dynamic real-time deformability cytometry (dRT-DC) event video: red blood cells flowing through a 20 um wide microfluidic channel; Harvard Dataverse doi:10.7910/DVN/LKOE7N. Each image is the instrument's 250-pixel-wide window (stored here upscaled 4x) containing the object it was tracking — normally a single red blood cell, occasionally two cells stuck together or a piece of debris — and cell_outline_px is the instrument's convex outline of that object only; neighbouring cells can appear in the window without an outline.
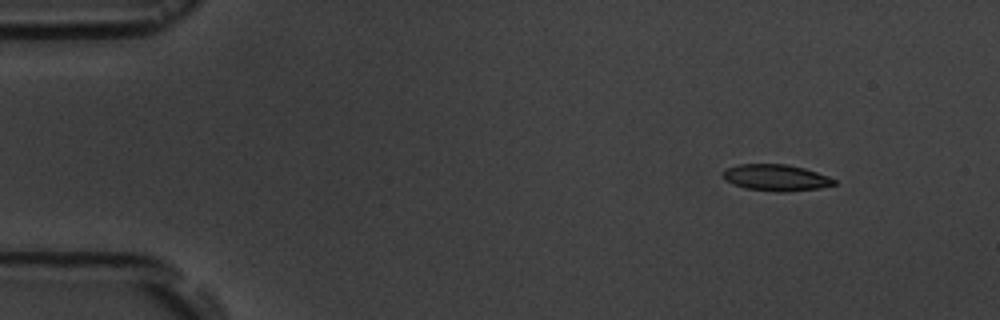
{"species": "common noctule bat (a hibernating species)", "species_latin": "Nyctalus noctula", "temperature_condition": "room temperature", "stored_images_in_passage": 5, "camera_frame_rate_fps": 3000, "um_per_image_px": 0.085, "animal": {"sex": "male", "body_mass_g": 19.5, "forearm_length_mm": 54.6}, "frame": {"image": 1, "passage_image": 2, "time_ms": 2.0, "image_size_px": [1000, 320], "cell_outline_px": [[836, 184], [820, 188], [784, 192], [776, 192], [748, 188], [732, 184], [724, 180], [724, 172], [728, 168], [740, 164], [784, 164], [804, 168], [828, 176], [836, 180]], "centroid_in_image_um": [65.98, 15.1], "position_along_channel_um": 19.0, "area_um2": 16.94}}
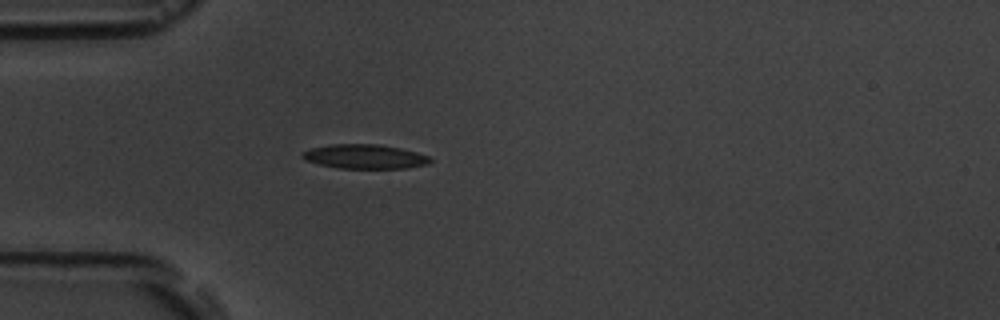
{"frame": {"image": 2, "passage_image": 5, "time_ms": 5.333, "image_size_px": [1000, 320], "cell_outline_px": [[432, 160], [428, 164], [404, 168], [336, 168], [304, 160], [300, 156], [300, 152], [312, 148], [332, 144], [376, 144], [400, 148], [416, 152], [428, 156]], "centroid_in_image_um": [30.96, 13.31], "position_along_channel_um": 54.0, "area_um2": 18.03}}